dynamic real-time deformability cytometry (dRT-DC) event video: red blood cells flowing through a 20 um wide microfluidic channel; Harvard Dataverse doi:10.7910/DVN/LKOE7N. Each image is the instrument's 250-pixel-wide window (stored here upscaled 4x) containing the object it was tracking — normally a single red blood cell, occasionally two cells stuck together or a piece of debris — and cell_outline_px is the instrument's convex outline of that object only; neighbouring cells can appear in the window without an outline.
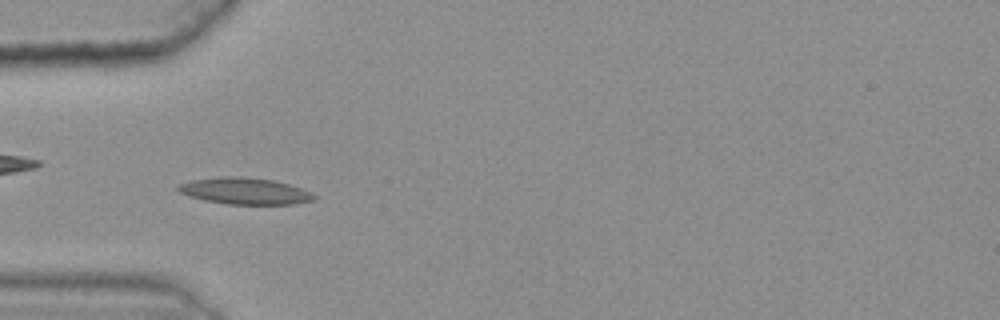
{"species": "common noctule bat (a hibernating species)", "species_latin": "Nyctalus noctula", "temperature_condition": "warm", "stored_images_in_passage": 32, "camera_frame_rate_fps": 3000, "um_per_image_px": 0.085, "animal": {"sex": "female", "body_mass_g": 25.1}, "frame": {"image": 1, "passage_image": 3, "time_ms": 0.667, "image_size_px": [1000, 320], "cell_outline_px": [[316, 196], [312, 200], [296, 204], [228, 204], [204, 200], [188, 196], [180, 192], [176, 188], [180, 184], [192, 180], [224, 176], [232, 176], [272, 180], [288, 184], [312, 192]], "centroid_in_image_um": [20.8, 16.24], "position_along_channel_um": 64.2, "area_um2": 20.75}}
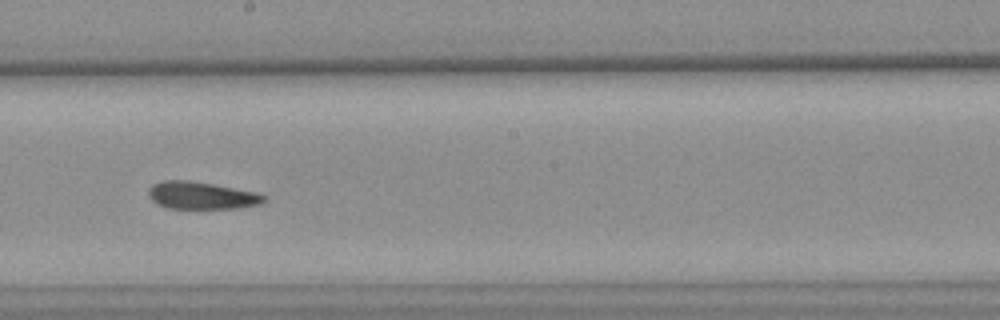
{"frame": {"image": 2, "passage_image": 17, "time_ms": 5.333, "image_size_px": [1000, 320], "cell_outline_px": [[268, 196], [260, 204], [240, 208], [168, 208], [156, 204], [148, 196], [148, 188], [152, 184], [164, 180], [188, 180], [212, 184], [256, 192]], "centroid_in_image_um": [17.1, 16.61], "position_along_channel_um": 231.1, "area_um2": 18.44}}
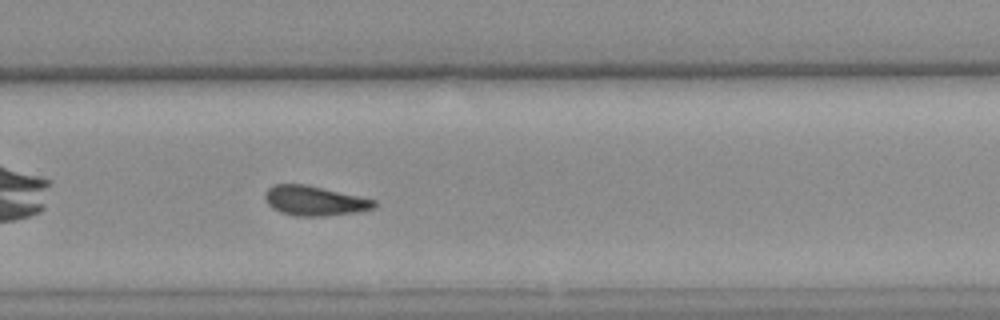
{"frame": {"image": 3, "passage_image": 23, "time_ms": 7.333, "image_size_px": [1000, 320], "cell_outline_px": [[376, 208], [356, 212], [324, 216], [296, 216], [280, 212], [272, 208], [268, 204], [264, 196], [268, 188], [272, 184], [304, 184], [376, 200]], "centroid_in_image_um": [26.71, 17.07], "position_along_channel_um": 303.1, "area_um2": 18.79}, "authors_computed_cell_mechanics": {"area_um2": 18.9295, "velocity_mm_per_s": 3.6, "shape_relaxation_time_tau1_ms": 10.2565, "shape_relaxation_time_tau2_ms": 7.3308, "deformation_change_tau1": 0.1906, "deformation_change_tau2": 0.1774}}